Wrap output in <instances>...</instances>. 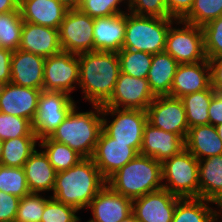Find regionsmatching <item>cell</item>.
Here are the masks:
<instances>
[{
    "mask_svg": "<svg viewBox=\"0 0 222 222\" xmlns=\"http://www.w3.org/2000/svg\"><path fill=\"white\" fill-rule=\"evenodd\" d=\"M37 137H16L3 141L0 164L8 167H23L36 150Z\"/></svg>",
    "mask_w": 222,
    "mask_h": 222,
    "instance_id": "f546056e",
    "label": "cell"
},
{
    "mask_svg": "<svg viewBox=\"0 0 222 222\" xmlns=\"http://www.w3.org/2000/svg\"><path fill=\"white\" fill-rule=\"evenodd\" d=\"M30 155L23 168L28 188L31 193L53 191L56 171L49 162L48 156L39 148Z\"/></svg>",
    "mask_w": 222,
    "mask_h": 222,
    "instance_id": "cb8c5ba5",
    "label": "cell"
},
{
    "mask_svg": "<svg viewBox=\"0 0 222 222\" xmlns=\"http://www.w3.org/2000/svg\"><path fill=\"white\" fill-rule=\"evenodd\" d=\"M175 24L180 27L170 26L166 36L165 52L179 64H193L207 60L202 28L182 20H176Z\"/></svg>",
    "mask_w": 222,
    "mask_h": 222,
    "instance_id": "ba28073f",
    "label": "cell"
},
{
    "mask_svg": "<svg viewBox=\"0 0 222 222\" xmlns=\"http://www.w3.org/2000/svg\"><path fill=\"white\" fill-rule=\"evenodd\" d=\"M16 137H37L32 123L25 118L0 113V139L5 141Z\"/></svg>",
    "mask_w": 222,
    "mask_h": 222,
    "instance_id": "8d00e7d4",
    "label": "cell"
},
{
    "mask_svg": "<svg viewBox=\"0 0 222 222\" xmlns=\"http://www.w3.org/2000/svg\"><path fill=\"white\" fill-rule=\"evenodd\" d=\"M0 191L19 198L30 194L23 167H8L0 164Z\"/></svg>",
    "mask_w": 222,
    "mask_h": 222,
    "instance_id": "836d02e7",
    "label": "cell"
},
{
    "mask_svg": "<svg viewBox=\"0 0 222 222\" xmlns=\"http://www.w3.org/2000/svg\"><path fill=\"white\" fill-rule=\"evenodd\" d=\"M2 149H3V140L0 139V161L2 156Z\"/></svg>",
    "mask_w": 222,
    "mask_h": 222,
    "instance_id": "f5cc1de1",
    "label": "cell"
},
{
    "mask_svg": "<svg viewBox=\"0 0 222 222\" xmlns=\"http://www.w3.org/2000/svg\"><path fill=\"white\" fill-rule=\"evenodd\" d=\"M79 83L78 55L61 51L45 58L43 90L73 93Z\"/></svg>",
    "mask_w": 222,
    "mask_h": 222,
    "instance_id": "8fae6325",
    "label": "cell"
},
{
    "mask_svg": "<svg viewBox=\"0 0 222 222\" xmlns=\"http://www.w3.org/2000/svg\"><path fill=\"white\" fill-rule=\"evenodd\" d=\"M38 146L48 156L49 162L56 172L68 170L83 159L68 145L52 140L50 137L39 140Z\"/></svg>",
    "mask_w": 222,
    "mask_h": 222,
    "instance_id": "4dcf8cb0",
    "label": "cell"
},
{
    "mask_svg": "<svg viewBox=\"0 0 222 222\" xmlns=\"http://www.w3.org/2000/svg\"><path fill=\"white\" fill-rule=\"evenodd\" d=\"M43 193H30L20 198L15 222H41L46 202L51 198Z\"/></svg>",
    "mask_w": 222,
    "mask_h": 222,
    "instance_id": "d590c367",
    "label": "cell"
},
{
    "mask_svg": "<svg viewBox=\"0 0 222 222\" xmlns=\"http://www.w3.org/2000/svg\"><path fill=\"white\" fill-rule=\"evenodd\" d=\"M12 50L0 47V86L11 81Z\"/></svg>",
    "mask_w": 222,
    "mask_h": 222,
    "instance_id": "ee69618b",
    "label": "cell"
},
{
    "mask_svg": "<svg viewBox=\"0 0 222 222\" xmlns=\"http://www.w3.org/2000/svg\"><path fill=\"white\" fill-rule=\"evenodd\" d=\"M210 65L211 86L217 93L222 94V57L208 60Z\"/></svg>",
    "mask_w": 222,
    "mask_h": 222,
    "instance_id": "f6af8a7d",
    "label": "cell"
},
{
    "mask_svg": "<svg viewBox=\"0 0 222 222\" xmlns=\"http://www.w3.org/2000/svg\"><path fill=\"white\" fill-rule=\"evenodd\" d=\"M171 18L182 20L191 10L194 0H165Z\"/></svg>",
    "mask_w": 222,
    "mask_h": 222,
    "instance_id": "7bdbcfd3",
    "label": "cell"
},
{
    "mask_svg": "<svg viewBox=\"0 0 222 222\" xmlns=\"http://www.w3.org/2000/svg\"><path fill=\"white\" fill-rule=\"evenodd\" d=\"M180 199L164 188L149 192L133 200L132 214L139 222H172Z\"/></svg>",
    "mask_w": 222,
    "mask_h": 222,
    "instance_id": "9a60e30c",
    "label": "cell"
},
{
    "mask_svg": "<svg viewBox=\"0 0 222 222\" xmlns=\"http://www.w3.org/2000/svg\"><path fill=\"white\" fill-rule=\"evenodd\" d=\"M106 183L132 200L163 188L161 162L138 154L114 173Z\"/></svg>",
    "mask_w": 222,
    "mask_h": 222,
    "instance_id": "277c9868",
    "label": "cell"
},
{
    "mask_svg": "<svg viewBox=\"0 0 222 222\" xmlns=\"http://www.w3.org/2000/svg\"><path fill=\"white\" fill-rule=\"evenodd\" d=\"M219 209L217 210V207L215 209L217 220L222 218V193L219 195V197L213 202Z\"/></svg>",
    "mask_w": 222,
    "mask_h": 222,
    "instance_id": "681fc988",
    "label": "cell"
},
{
    "mask_svg": "<svg viewBox=\"0 0 222 222\" xmlns=\"http://www.w3.org/2000/svg\"><path fill=\"white\" fill-rule=\"evenodd\" d=\"M79 211L51 197L45 204L41 222H80Z\"/></svg>",
    "mask_w": 222,
    "mask_h": 222,
    "instance_id": "ab89813d",
    "label": "cell"
},
{
    "mask_svg": "<svg viewBox=\"0 0 222 222\" xmlns=\"http://www.w3.org/2000/svg\"><path fill=\"white\" fill-rule=\"evenodd\" d=\"M155 97L150 90L148 79L135 78L120 72L111 97L102 107L146 111Z\"/></svg>",
    "mask_w": 222,
    "mask_h": 222,
    "instance_id": "7c38bea8",
    "label": "cell"
},
{
    "mask_svg": "<svg viewBox=\"0 0 222 222\" xmlns=\"http://www.w3.org/2000/svg\"><path fill=\"white\" fill-rule=\"evenodd\" d=\"M79 83L85 101L103 105L112 95L120 74L118 53L90 51L78 55Z\"/></svg>",
    "mask_w": 222,
    "mask_h": 222,
    "instance_id": "6da1fadb",
    "label": "cell"
},
{
    "mask_svg": "<svg viewBox=\"0 0 222 222\" xmlns=\"http://www.w3.org/2000/svg\"><path fill=\"white\" fill-rule=\"evenodd\" d=\"M176 19L138 16L126 12V31L122 49L157 54L165 51L166 36Z\"/></svg>",
    "mask_w": 222,
    "mask_h": 222,
    "instance_id": "5b68a950",
    "label": "cell"
},
{
    "mask_svg": "<svg viewBox=\"0 0 222 222\" xmlns=\"http://www.w3.org/2000/svg\"><path fill=\"white\" fill-rule=\"evenodd\" d=\"M23 24L20 11L0 14V47L17 50L20 46Z\"/></svg>",
    "mask_w": 222,
    "mask_h": 222,
    "instance_id": "d6a6232c",
    "label": "cell"
},
{
    "mask_svg": "<svg viewBox=\"0 0 222 222\" xmlns=\"http://www.w3.org/2000/svg\"><path fill=\"white\" fill-rule=\"evenodd\" d=\"M109 115L113 120L107 119ZM147 122V111L102 107V130L109 137L116 139V142L130 143V146L138 153L142 146L144 126Z\"/></svg>",
    "mask_w": 222,
    "mask_h": 222,
    "instance_id": "52a82bcc",
    "label": "cell"
},
{
    "mask_svg": "<svg viewBox=\"0 0 222 222\" xmlns=\"http://www.w3.org/2000/svg\"><path fill=\"white\" fill-rule=\"evenodd\" d=\"M106 180L92 158H83L68 170L56 173L51 197L78 211L86 209L106 185Z\"/></svg>",
    "mask_w": 222,
    "mask_h": 222,
    "instance_id": "7a4b0ae2",
    "label": "cell"
},
{
    "mask_svg": "<svg viewBox=\"0 0 222 222\" xmlns=\"http://www.w3.org/2000/svg\"><path fill=\"white\" fill-rule=\"evenodd\" d=\"M179 63L165 51L154 54L147 74L150 90L155 96L170 94Z\"/></svg>",
    "mask_w": 222,
    "mask_h": 222,
    "instance_id": "484cf974",
    "label": "cell"
},
{
    "mask_svg": "<svg viewBox=\"0 0 222 222\" xmlns=\"http://www.w3.org/2000/svg\"><path fill=\"white\" fill-rule=\"evenodd\" d=\"M146 111L148 122L154 127L186 139L189 127L184 104L180 98L156 96Z\"/></svg>",
    "mask_w": 222,
    "mask_h": 222,
    "instance_id": "4fadbf2b",
    "label": "cell"
},
{
    "mask_svg": "<svg viewBox=\"0 0 222 222\" xmlns=\"http://www.w3.org/2000/svg\"><path fill=\"white\" fill-rule=\"evenodd\" d=\"M222 123V94L215 92L209 105V124L217 126Z\"/></svg>",
    "mask_w": 222,
    "mask_h": 222,
    "instance_id": "bcb514c9",
    "label": "cell"
},
{
    "mask_svg": "<svg viewBox=\"0 0 222 222\" xmlns=\"http://www.w3.org/2000/svg\"><path fill=\"white\" fill-rule=\"evenodd\" d=\"M139 153L130 146V143L116 142L101 130L96 148L91 157L107 181L121 167L134 159Z\"/></svg>",
    "mask_w": 222,
    "mask_h": 222,
    "instance_id": "5bb4252c",
    "label": "cell"
},
{
    "mask_svg": "<svg viewBox=\"0 0 222 222\" xmlns=\"http://www.w3.org/2000/svg\"><path fill=\"white\" fill-rule=\"evenodd\" d=\"M68 10L79 9L82 0H58Z\"/></svg>",
    "mask_w": 222,
    "mask_h": 222,
    "instance_id": "c3c4849f",
    "label": "cell"
},
{
    "mask_svg": "<svg viewBox=\"0 0 222 222\" xmlns=\"http://www.w3.org/2000/svg\"><path fill=\"white\" fill-rule=\"evenodd\" d=\"M214 93L210 85L205 90L180 98L184 104L189 128L209 124V105Z\"/></svg>",
    "mask_w": 222,
    "mask_h": 222,
    "instance_id": "f1b7e54d",
    "label": "cell"
},
{
    "mask_svg": "<svg viewBox=\"0 0 222 222\" xmlns=\"http://www.w3.org/2000/svg\"><path fill=\"white\" fill-rule=\"evenodd\" d=\"M123 4L128 5V0H82L79 10L92 18L108 17L128 12L121 9Z\"/></svg>",
    "mask_w": 222,
    "mask_h": 222,
    "instance_id": "74e56055",
    "label": "cell"
},
{
    "mask_svg": "<svg viewBox=\"0 0 222 222\" xmlns=\"http://www.w3.org/2000/svg\"><path fill=\"white\" fill-rule=\"evenodd\" d=\"M185 148V139L175 133L154 127L149 122L144 126L142 146L139 154L159 162L178 154Z\"/></svg>",
    "mask_w": 222,
    "mask_h": 222,
    "instance_id": "ac0fdd59",
    "label": "cell"
},
{
    "mask_svg": "<svg viewBox=\"0 0 222 222\" xmlns=\"http://www.w3.org/2000/svg\"><path fill=\"white\" fill-rule=\"evenodd\" d=\"M42 90L15 85L0 86V113L28 119L31 123L38 109Z\"/></svg>",
    "mask_w": 222,
    "mask_h": 222,
    "instance_id": "2e32d148",
    "label": "cell"
},
{
    "mask_svg": "<svg viewBox=\"0 0 222 222\" xmlns=\"http://www.w3.org/2000/svg\"><path fill=\"white\" fill-rule=\"evenodd\" d=\"M45 58L31 52L15 50L11 57V83L43 90Z\"/></svg>",
    "mask_w": 222,
    "mask_h": 222,
    "instance_id": "d6986e66",
    "label": "cell"
},
{
    "mask_svg": "<svg viewBox=\"0 0 222 222\" xmlns=\"http://www.w3.org/2000/svg\"><path fill=\"white\" fill-rule=\"evenodd\" d=\"M207 60L222 57V16L202 27Z\"/></svg>",
    "mask_w": 222,
    "mask_h": 222,
    "instance_id": "f35d334b",
    "label": "cell"
},
{
    "mask_svg": "<svg viewBox=\"0 0 222 222\" xmlns=\"http://www.w3.org/2000/svg\"><path fill=\"white\" fill-rule=\"evenodd\" d=\"M20 198L0 191V222H15Z\"/></svg>",
    "mask_w": 222,
    "mask_h": 222,
    "instance_id": "b9f144b4",
    "label": "cell"
},
{
    "mask_svg": "<svg viewBox=\"0 0 222 222\" xmlns=\"http://www.w3.org/2000/svg\"><path fill=\"white\" fill-rule=\"evenodd\" d=\"M222 15V0H194L190 12L182 19L183 22L200 26L217 19Z\"/></svg>",
    "mask_w": 222,
    "mask_h": 222,
    "instance_id": "e575fe53",
    "label": "cell"
},
{
    "mask_svg": "<svg viewBox=\"0 0 222 222\" xmlns=\"http://www.w3.org/2000/svg\"><path fill=\"white\" fill-rule=\"evenodd\" d=\"M211 85L208 60L193 64H179L168 96L181 98L199 92Z\"/></svg>",
    "mask_w": 222,
    "mask_h": 222,
    "instance_id": "44dd1931",
    "label": "cell"
},
{
    "mask_svg": "<svg viewBox=\"0 0 222 222\" xmlns=\"http://www.w3.org/2000/svg\"><path fill=\"white\" fill-rule=\"evenodd\" d=\"M18 49L44 58L56 55L62 51L58 29L24 22Z\"/></svg>",
    "mask_w": 222,
    "mask_h": 222,
    "instance_id": "7402d4cb",
    "label": "cell"
},
{
    "mask_svg": "<svg viewBox=\"0 0 222 222\" xmlns=\"http://www.w3.org/2000/svg\"><path fill=\"white\" fill-rule=\"evenodd\" d=\"M152 57V54L146 52L121 49L118 52L120 72L135 78L147 79V74L152 63Z\"/></svg>",
    "mask_w": 222,
    "mask_h": 222,
    "instance_id": "1f68e13d",
    "label": "cell"
},
{
    "mask_svg": "<svg viewBox=\"0 0 222 222\" xmlns=\"http://www.w3.org/2000/svg\"><path fill=\"white\" fill-rule=\"evenodd\" d=\"M128 12L138 16L170 17L165 0H128Z\"/></svg>",
    "mask_w": 222,
    "mask_h": 222,
    "instance_id": "60d3db41",
    "label": "cell"
},
{
    "mask_svg": "<svg viewBox=\"0 0 222 222\" xmlns=\"http://www.w3.org/2000/svg\"><path fill=\"white\" fill-rule=\"evenodd\" d=\"M24 22L59 29L68 9L58 0H19Z\"/></svg>",
    "mask_w": 222,
    "mask_h": 222,
    "instance_id": "603a6c76",
    "label": "cell"
},
{
    "mask_svg": "<svg viewBox=\"0 0 222 222\" xmlns=\"http://www.w3.org/2000/svg\"><path fill=\"white\" fill-rule=\"evenodd\" d=\"M212 203V204H210ZM213 202L203 198H181L172 222H218Z\"/></svg>",
    "mask_w": 222,
    "mask_h": 222,
    "instance_id": "83f0119b",
    "label": "cell"
},
{
    "mask_svg": "<svg viewBox=\"0 0 222 222\" xmlns=\"http://www.w3.org/2000/svg\"><path fill=\"white\" fill-rule=\"evenodd\" d=\"M120 222H139L133 214H131L129 217L126 219L121 220Z\"/></svg>",
    "mask_w": 222,
    "mask_h": 222,
    "instance_id": "f907efd6",
    "label": "cell"
},
{
    "mask_svg": "<svg viewBox=\"0 0 222 222\" xmlns=\"http://www.w3.org/2000/svg\"><path fill=\"white\" fill-rule=\"evenodd\" d=\"M199 198L214 202L222 193V154L199 160Z\"/></svg>",
    "mask_w": 222,
    "mask_h": 222,
    "instance_id": "4316f807",
    "label": "cell"
},
{
    "mask_svg": "<svg viewBox=\"0 0 222 222\" xmlns=\"http://www.w3.org/2000/svg\"><path fill=\"white\" fill-rule=\"evenodd\" d=\"M76 105L73 97L67 93L42 90L32 121V129L37 139L50 137Z\"/></svg>",
    "mask_w": 222,
    "mask_h": 222,
    "instance_id": "9c48e42d",
    "label": "cell"
},
{
    "mask_svg": "<svg viewBox=\"0 0 222 222\" xmlns=\"http://www.w3.org/2000/svg\"><path fill=\"white\" fill-rule=\"evenodd\" d=\"M94 18L79 9L68 10L58 29L62 51L75 55L94 51Z\"/></svg>",
    "mask_w": 222,
    "mask_h": 222,
    "instance_id": "30bf717a",
    "label": "cell"
},
{
    "mask_svg": "<svg viewBox=\"0 0 222 222\" xmlns=\"http://www.w3.org/2000/svg\"><path fill=\"white\" fill-rule=\"evenodd\" d=\"M125 31L126 12L108 17L94 18V51L118 53L123 48Z\"/></svg>",
    "mask_w": 222,
    "mask_h": 222,
    "instance_id": "ffe728a7",
    "label": "cell"
},
{
    "mask_svg": "<svg viewBox=\"0 0 222 222\" xmlns=\"http://www.w3.org/2000/svg\"><path fill=\"white\" fill-rule=\"evenodd\" d=\"M91 106L94 110L80 112L76 105L50 136L52 140L68 145L83 158L93 156L102 130V106Z\"/></svg>",
    "mask_w": 222,
    "mask_h": 222,
    "instance_id": "3957f363",
    "label": "cell"
},
{
    "mask_svg": "<svg viewBox=\"0 0 222 222\" xmlns=\"http://www.w3.org/2000/svg\"><path fill=\"white\" fill-rule=\"evenodd\" d=\"M215 127H216V130H217L218 136H219V138L222 141V123L217 125V126H215Z\"/></svg>",
    "mask_w": 222,
    "mask_h": 222,
    "instance_id": "816d5d0a",
    "label": "cell"
},
{
    "mask_svg": "<svg viewBox=\"0 0 222 222\" xmlns=\"http://www.w3.org/2000/svg\"><path fill=\"white\" fill-rule=\"evenodd\" d=\"M185 148L198 160L222 154V141L216 127L210 124L191 127L185 139Z\"/></svg>",
    "mask_w": 222,
    "mask_h": 222,
    "instance_id": "d4e9b609",
    "label": "cell"
},
{
    "mask_svg": "<svg viewBox=\"0 0 222 222\" xmlns=\"http://www.w3.org/2000/svg\"><path fill=\"white\" fill-rule=\"evenodd\" d=\"M199 160L186 148L161 163L162 185L180 198H199Z\"/></svg>",
    "mask_w": 222,
    "mask_h": 222,
    "instance_id": "8992f818",
    "label": "cell"
},
{
    "mask_svg": "<svg viewBox=\"0 0 222 222\" xmlns=\"http://www.w3.org/2000/svg\"><path fill=\"white\" fill-rule=\"evenodd\" d=\"M19 10V0H0V14Z\"/></svg>",
    "mask_w": 222,
    "mask_h": 222,
    "instance_id": "7dc6e473",
    "label": "cell"
},
{
    "mask_svg": "<svg viewBox=\"0 0 222 222\" xmlns=\"http://www.w3.org/2000/svg\"><path fill=\"white\" fill-rule=\"evenodd\" d=\"M133 200L124 197L106 184L87 207L92 218L87 222H120L132 214Z\"/></svg>",
    "mask_w": 222,
    "mask_h": 222,
    "instance_id": "e0dca14e",
    "label": "cell"
}]
</instances>
